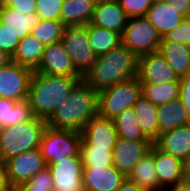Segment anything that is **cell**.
Wrapping results in <instances>:
<instances>
[{"instance_id":"cell-1","label":"cell","mask_w":190,"mask_h":191,"mask_svg":"<svg viewBox=\"0 0 190 191\" xmlns=\"http://www.w3.org/2000/svg\"><path fill=\"white\" fill-rule=\"evenodd\" d=\"M139 57L120 43L110 52L96 57L83 80L97 93L138 75Z\"/></svg>"},{"instance_id":"cell-2","label":"cell","mask_w":190,"mask_h":191,"mask_svg":"<svg viewBox=\"0 0 190 191\" xmlns=\"http://www.w3.org/2000/svg\"><path fill=\"white\" fill-rule=\"evenodd\" d=\"M97 114L98 93L81 80L69 92L67 99L58 105L46 123L54 129L81 132L87 122Z\"/></svg>"},{"instance_id":"cell-3","label":"cell","mask_w":190,"mask_h":191,"mask_svg":"<svg viewBox=\"0 0 190 191\" xmlns=\"http://www.w3.org/2000/svg\"><path fill=\"white\" fill-rule=\"evenodd\" d=\"M81 80L83 77L54 76L33 72L27 99L33 116L47 121Z\"/></svg>"},{"instance_id":"cell-4","label":"cell","mask_w":190,"mask_h":191,"mask_svg":"<svg viewBox=\"0 0 190 191\" xmlns=\"http://www.w3.org/2000/svg\"><path fill=\"white\" fill-rule=\"evenodd\" d=\"M46 127L45 120L33 116L21 124L1 128L0 156L7 161L22 152L39 148Z\"/></svg>"},{"instance_id":"cell-5","label":"cell","mask_w":190,"mask_h":191,"mask_svg":"<svg viewBox=\"0 0 190 191\" xmlns=\"http://www.w3.org/2000/svg\"><path fill=\"white\" fill-rule=\"evenodd\" d=\"M141 94L138 77L104 89L98 93V114L114 119L123 110L132 108Z\"/></svg>"},{"instance_id":"cell-6","label":"cell","mask_w":190,"mask_h":191,"mask_svg":"<svg viewBox=\"0 0 190 191\" xmlns=\"http://www.w3.org/2000/svg\"><path fill=\"white\" fill-rule=\"evenodd\" d=\"M81 132L46 127L40 142V152L46 165L53 159L80 156Z\"/></svg>"},{"instance_id":"cell-7","label":"cell","mask_w":190,"mask_h":191,"mask_svg":"<svg viewBox=\"0 0 190 191\" xmlns=\"http://www.w3.org/2000/svg\"><path fill=\"white\" fill-rule=\"evenodd\" d=\"M161 39L145 16L129 17L122 35V43L138 57L158 51Z\"/></svg>"},{"instance_id":"cell-8","label":"cell","mask_w":190,"mask_h":191,"mask_svg":"<svg viewBox=\"0 0 190 191\" xmlns=\"http://www.w3.org/2000/svg\"><path fill=\"white\" fill-rule=\"evenodd\" d=\"M61 43L71 57L76 71L84 77L97 57L89 44L87 25L66 26Z\"/></svg>"},{"instance_id":"cell-9","label":"cell","mask_w":190,"mask_h":191,"mask_svg":"<svg viewBox=\"0 0 190 191\" xmlns=\"http://www.w3.org/2000/svg\"><path fill=\"white\" fill-rule=\"evenodd\" d=\"M33 71L15 62L0 70V98L21 102L28 99L30 79Z\"/></svg>"},{"instance_id":"cell-10","label":"cell","mask_w":190,"mask_h":191,"mask_svg":"<svg viewBox=\"0 0 190 191\" xmlns=\"http://www.w3.org/2000/svg\"><path fill=\"white\" fill-rule=\"evenodd\" d=\"M53 179V191H84L81 157L53 159L47 165Z\"/></svg>"},{"instance_id":"cell-11","label":"cell","mask_w":190,"mask_h":191,"mask_svg":"<svg viewBox=\"0 0 190 191\" xmlns=\"http://www.w3.org/2000/svg\"><path fill=\"white\" fill-rule=\"evenodd\" d=\"M137 77L141 84H163L180 81L168 61L158 51L139 57Z\"/></svg>"},{"instance_id":"cell-12","label":"cell","mask_w":190,"mask_h":191,"mask_svg":"<svg viewBox=\"0 0 190 191\" xmlns=\"http://www.w3.org/2000/svg\"><path fill=\"white\" fill-rule=\"evenodd\" d=\"M7 175L11 188L26 183L38 171L47 165L44 162L40 149L22 152L18 156L6 161Z\"/></svg>"},{"instance_id":"cell-13","label":"cell","mask_w":190,"mask_h":191,"mask_svg":"<svg viewBox=\"0 0 190 191\" xmlns=\"http://www.w3.org/2000/svg\"><path fill=\"white\" fill-rule=\"evenodd\" d=\"M150 140H129L118 137L113 147V166L127 177L135 165L150 151Z\"/></svg>"},{"instance_id":"cell-14","label":"cell","mask_w":190,"mask_h":191,"mask_svg":"<svg viewBox=\"0 0 190 191\" xmlns=\"http://www.w3.org/2000/svg\"><path fill=\"white\" fill-rule=\"evenodd\" d=\"M34 72L54 76L82 77L76 71L71 57L61 42L44 47L40 65Z\"/></svg>"},{"instance_id":"cell-15","label":"cell","mask_w":190,"mask_h":191,"mask_svg":"<svg viewBox=\"0 0 190 191\" xmlns=\"http://www.w3.org/2000/svg\"><path fill=\"white\" fill-rule=\"evenodd\" d=\"M80 147L113 148L118 138L113 119L97 114L83 127Z\"/></svg>"},{"instance_id":"cell-16","label":"cell","mask_w":190,"mask_h":191,"mask_svg":"<svg viewBox=\"0 0 190 191\" xmlns=\"http://www.w3.org/2000/svg\"><path fill=\"white\" fill-rule=\"evenodd\" d=\"M126 177L113 165L83 166L84 191H116Z\"/></svg>"},{"instance_id":"cell-17","label":"cell","mask_w":190,"mask_h":191,"mask_svg":"<svg viewBox=\"0 0 190 191\" xmlns=\"http://www.w3.org/2000/svg\"><path fill=\"white\" fill-rule=\"evenodd\" d=\"M128 18L117 0H98L90 23L115 31L122 36Z\"/></svg>"},{"instance_id":"cell-18","label":"cell","mask_w":190,"mask_h":191,"mask_svg":"<svg viewBox=\"0 0 190 191\" xmlns=\"http://www.w3.org/2000/svg\"><path fill=\"white\" fill-rule=\"evenodd\" d=\"M154 161L162 188L183 181V160L160 150L154 144Z\"/></svg>"},{"instance_id":"cell-19","label":"cell","mask_w":190,"mask_h":191,"mask_svg":"<svg viewBox=\"0 0 190 191\" xmlns=\"http://www.w3.org/2000/svg\"><path fill=\"white\" fill-rule=\"evenodd\" d=\"M154 144L160 150L184 160L190 154V123L160 134Z\"/></svg>"},{"instance_id":"cell-20","label":"cell","mask_w":190,"mask_h":191,"mask_svg":"<svg viewBox=\"0 0 190 191\" xmlns=\"http://www.w3.org/2000/svg\"><path fill=\"white\" fill-rule=\"evenodd\" d=\"M145 17L152 23L161 37L175 29L184 19L169 2L152 4Z\"/></svg>"},{"instance_id":"cell-21","label":"cell","mask_w":190,"mask_h":191,"mask_svg":"<svg viewBox=\"0 0 190 191\" xmlns=\"http://www.w3.org/2000/svg\"><path fill=\"white\" fill-rule=\"evenodd\" d=\"M145 191H162L155 170L154 143L150 151L135 165L130 174L126 177Z\"/></svg>"},{"instance_id":"cell-22","label":"cell","mask_w":190,"mask_h":191,"mask_svg":"<svg viewBox=\"0 0 190 191\" xmlns=\"http://www.w3.org/2000/svg\"><path fill=\"white\" fill-rule=\"evenodd\" d=\"M40 21L36 13L22 15L16 9L9 6L0 8V23L6 27L15 37L22 40L30 34Z\"/></svg>"},{"instance_id":"cell-23","label":"cell","mask_w":190,"mask_h":191,"mask_svg":"<svg viewBox=\"0 0 190 191\" xmlns=\"http://www.w3.org/2000/svg\"><path fill=\"white\" fill-rule=\"evenodd\" d=\"M133 108L141 133L154 143L159 137L158 107L141 94Z\"/></svg>"},{"instance_id":"cell-24","label":"cell","mask_w":190,"mask_h":191,"mask_svg":"<svg viewBox=\"0 0 190 191\" xmlns=\"http://www.w3.org/2000/svg\"><path fill=\"white\" fill-rule=\"evenodd\" d=\"M98 0H63L61 22L65 26L88 25Z\"/></svg>"},{"instance_id":"cell-25","label":"cell","mask_w":190,"mask_h":191,"mask_svg":"<svg viewBox=\"0 0 190 191\" xmlns=\"http://www.w3.org/2000/svg\"><path fill=\"white\" fill-rule=\"evenodd\" d=\"M158 52L168 61L179 78L190 74V46L179 42H161Z\"/></svg>"},{"instance_id":"cell-26","label":"cell","mask_w":190,"mask_h":191,"mask_svg":"<svg viewBox=\"0 0 190 191\" xmlns=\"http://www.w3.org/2000/svg\"><path fill=\"white\" fill-rule=\"evenodd\" d=\"M157 118L159 123V135L190 123L187 111L180 99L158 106Z\"/></svg>"},{"instance_id":"cell-27","label":"cell","mask_w":190,"mask_h":191,"mask_svg":"<svg viewBox=\"0 0 190 191\" xmlns=\"http://www.w3.org/2000/svg\"><path fill=\"white\" fill-rule=\"evenodd\" d=\"M44 46L31 34L19 41L17 49L11 61L19 64L20 66L27 67L33 72L40 65Z\"/></svg>"},{"instance_id":"cell-28","label":"cell","mask_w":190,"mask_h":191,"mask_svg":"<svg viewBox=\"0 0 190 191\" xmlns=\"http://www.w3.org/2000/svg\"><path fill=\"white\" fill-rule=\"evenodd\" d=\"M89 44L96 56L104 55L122 43V36L115 31L87 25Z\"/></svg>"},{"instance_id":"cell-29","label":"cell","mask_w":190,"mask_h":191,"mask_svg":"<svg viewBox=\"0 0 190 191\" xmlns=\"http://www.w3.org/2000/svg\"><path fill=\"white\" fill-rule=\"evenodd\" d=\"M33 117L28 100L21 102L0 98V127L21 124Z\"/></svg>"},{"instance_id":"cell-30","label":"cell","mask_w":190,"mask_h":191,"mask_svg":"<svg viewBox=\"0 0 190 191\" xmlns=\"http://www.w3.org/2000/svg\"><path fill=\"white\" fill-rule=\"evenodd\" d=\"M141 93L155 106L179 99L180 83L141 84Z\"/></svg>"},{"instance_id":"cell-31","label":"cell","mask_w":190,"mask_h":191,"mask_svg":"<svg viewBox=\"0 0 190 191\" xmlns=\"http://www.w3.org/2000/svg\"><path fill=\"white\" fill-rule=\"evenodd\" d=\"M118 137L129 140H149L141 133L134 108L123 110L113 119Z\"/></svg>"},{"instance_id":"cell-32","label":"cell","mask_w":190,"mask_h":191,"mask_svg":"<svg viewBox=\"0 0 190 191\" xmlns=\"http://www.w3.org/2000/svg\"><path fill=\"white\" fill-rule=\"evenodd\" d=\"M65 27L61 21L40 20L38 25L31 30L30 34L45 47L61 42Z\"/></svg>"},{"instance_id":"cell-33","label":"cell","mask_w":190,"mask_h":191,"mask_svg":"<svg viewBox=\"0 0 190 191\" xmlns=\"http://www.w3.org/2000/svg\"><path fill=\"white\" fill-rule=\"evenodd\" d=\"M83 166L113 165V148L80 147Z\"/></svg>"},{"instance_id":"cell-34","label":"cell","mask_w":190,"mask_h":191,"mask_svg":"<svg viewBox=\"0 0 190 191\" xmlns=\"http://www.w3.org/2000/svg\"><path fill=\"white\" fill-rule=\"evenodd\" d=\"M11 191H53V179L49 168L46 166L28 182L12 187Z\"/></svg>"},{"instance_id":"cell-35","label":"cell","mask_w":190,"mask_h":191,"mask_svg":"<svg viewBox=\"0 0 190 191\" xmlns=\"http://www.w3.org/2000/svg\"><path fill=\"white\" fill-rule=\"evenodd\" d=\"M36 15L40 20L61 21L63 0H36Z\"/></svg>"},{"instance_id":"cell-36","label":"cell","mask_w":190,"mask_h":191,"mask_svg":"<svg viewBox=\"0 0 190 191\" xmlns=\"http://www.w3.org/2000/svg\"><path fill=\"white\" fill-rule=\"evenodd\" d=\"M161 42H179L190 46V16L185 17L181 24L162 37Z\"/></svg>"},{"instance_id":"cell-37","label":"cell","mask_w":190,"mask_h":191,"mask_svg":"<svg viewBox=\"0 0 190 191\" xmlns=\"http://www.w3.org/2000/svg\"><path fill=\"white\" fill-rule=\"evenodd\" d=\"M128 17L146 16L152 5L151 0H117Z\"/></svg>"},{"instance_id":"cell-38","label":"cell","mask_w":190,"mask_h":191,"mask_svg":"<svg viewBox=\"0 0 190 191\" xmlns=\"http://www.w3.org/2000/svg\"><path fill=\"white\" fill-rule=\"evenodd\" d=\"M19 41L17 37L0 23V50L12 57L17 49Z\"/></svg>"},{"instance_id":"cell-39","label":"cell","mask_w":190,"mask_h":191,"mask_svg":"<svg viewBox=\"0 0 190 191\" xmlns=\"http://www.w3.org/2000/svg\"><path fill=\"white\" fill-rule=\"evenodd\" d=\"M180 94L179 99L187 111L190 119V74L180 78Z\"/></svg>"},{"instance_id":"cell-40","label":"cell","mask_w":190,"mask_h":191,"mask_svg":"<svg viewBox=\"0 0 190 191\" xmlns=\"http://www.w3.org/2000/svg\"><path fill=\"white\" fill-rule=\"evenodd\" d=\"M36 5V0H16L9 7L16 9L22 15H28L30 13H36Z\"/></svg>"},{"instance_id":"cell-41","label":"cell","mask_w":190,"mask_h":191,"mask_svg":"<svg viewBox=\"0 0 190 191\" xmlns=\"http://www.w3.org/2000/svg\"><path fill=\"white\" fill-rule=\"evenodd\" d=\"M0 191H11L7 175L6 161L0 156Z\"/></svg>"},{"instance_id":"cell-42","label":"cell","mask_w":190,"mask_h":191,"mask_svg":"<svg viewBox=\"0 0 190 191\" xmlns=\"http://www.w3.org/2000/svg\"><path fill=\"white\" fill-rule=\"evenodd\" d=\"M184 18L190 16V0H168Z\"/></svg>"},{"instance_id":"cell-43","label":"cell","mask_w":190,"mask_h":191,"mask_svg":"<svg viewBox=\"0 0 190 191\" xmlns=\"http://www.w3.org/2000/svg\"><path fill=\"white\" fill-rule=\"evenodd\" d=\"M116 191H145L143 188L138 186L135 182L125 178L121 183L120 187Z\"/></svg>"},{"instance_id":"cell-44","label":"cell","mask_w":190,"mask_h":191,"mask_svg":"<svg viewBox=\"0 0 190 191\" xmlns=\"http://www.w3.org/2000/svg\"><path fill=\"white\" fill-rule=\"evenodd\" d=\"M162 191H190V183L183 180L163 188Z\"/></svg>"},{"instance_id":"cell-45","label":"cell","mask_w":190,"mask_h":191,"mask_svg":"<svg viewBox=\"0 0 190 191\" xmlns=\"http://www.w3.org/2000/svg\"><path fill=\"white\" fill-rule=\"evenodd\" d=\"M183 179L190 183V154L183 160Z\"/></svg>"},{"instance_id":"cell-46","label":"cell","mask_w":190,"mask_h":191,"mask_svg":"<svg viewBox=\"0 0 190 191\" xmlns=\"http://www.w3.org/2000/svg\"><path fill=\"white\" fill-rule=\"evenodd\" d=\"M11 62V57L4 51L0 50V70Z\"/></svg>"},{"instance_id":"cell-47","label":"cell","mask_w":190,"mask_h":191,"mask_svg":"<svg viewBox=\"0 0 190 191\" xmlns=\"http://www.w3.org/2000/svg\"><path fill=\"white\" fill-rule=\"evenodd\" d=\"M13 1L16 0H0V8L4 6H9Z\"/></svg>"},{"instance_id":"cell-48","label":"cell","mask_w":190,"mask_h":191,"mask_svg":"<svg viewBox=\"0 0 190 191\" xmlns=\"http://www.w3.org/2000/svg\"><path fill=\"white\" fill-rule=\"evenodd\" d=\"M152 4L168 2V0H151Z\"/></svg>"}]
</instances>
